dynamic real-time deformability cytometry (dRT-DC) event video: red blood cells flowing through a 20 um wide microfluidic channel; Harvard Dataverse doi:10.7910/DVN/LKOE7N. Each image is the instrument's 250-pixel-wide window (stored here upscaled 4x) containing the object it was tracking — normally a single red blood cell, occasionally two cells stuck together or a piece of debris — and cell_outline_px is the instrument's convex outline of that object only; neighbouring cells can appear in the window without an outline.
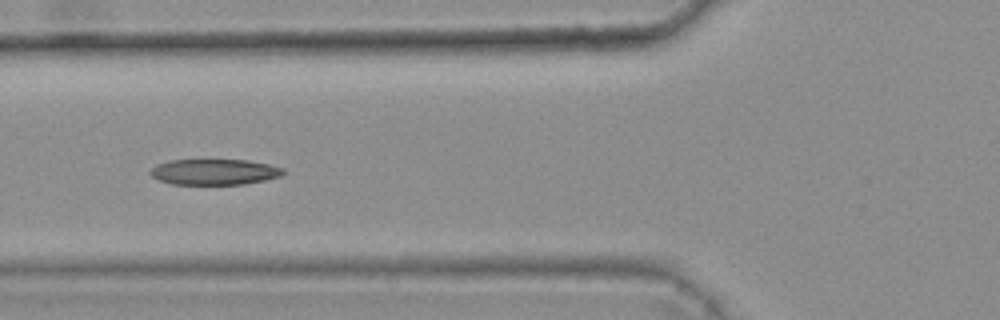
{"species": "common noctule bat (a hibernating species)", "species_latin": "Nyctalus noctula", "temperature_condition": "warm", "stored_images_in_passage": 7, "camera_frame_rate_fps": 3000, "um_per_image_px": 0.085, "animal": {"sex": "female", "body_mass_g": 25.1}, "frame": {"image": 1, "passage_image": 5, "time_ms": 1.333, "image_size_px": [1000, 320], "cell_outline_px": [[284, 172], [280, 176], [264, 180], [244, 184], [172, 184], [160, 180], [152, 176], [148, 172], [156, 164], [172, 160], [248, 160], [268, 164], [284, 168]], "centroid_in_image_um": [18.21, 14.61], "position_along_channel_um": 107.6, "area_um2": 19.83}}
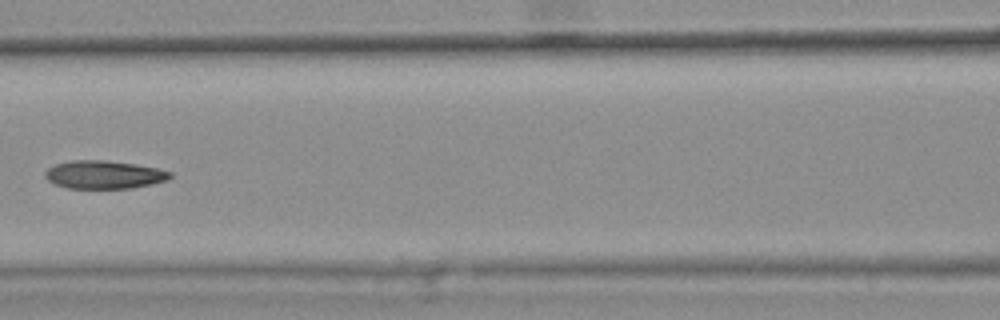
{"frame": {"image": 2, "passage_image": 6, "time_ms": 1.667, "image_size_px": [1000, 320], "cell_outline_px": [[172, 176], [168, 180], [132, 188], [68, 188], [56, 184], [48, 180], [44, 176], [44, 172], [48, 168], [56, 164], [72, 160], [104, 160], [132, 164], [156, 168], [172, 172]], "centroid_in_image_um": [8.83, 14.85], "position_along_channel_um": 157.8, "area_um2": 20.29}}